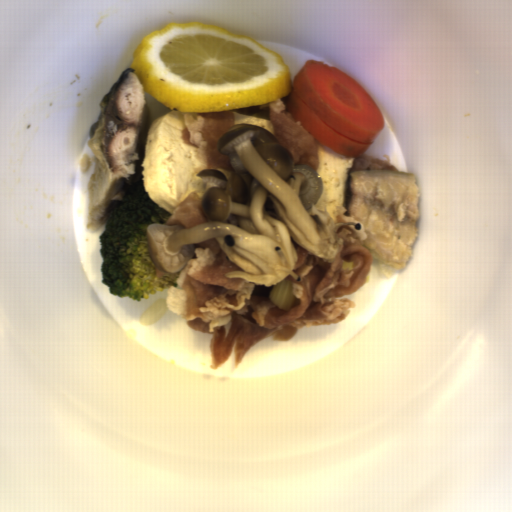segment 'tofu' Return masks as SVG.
<instances>
[{"label":"tofu","mask_w":512,"mask_h":512,"mask_svg":"<svg viewBox=\"0 0 512 512\" xmlns=\"http://www.w3.org/2000/svg\"><path fill=\"white\" fill-rule=\"evenodd\" d=\"M185 111L171 109L149 122L141 163L143 187L148 196L171 216L193 191L203 198L205 179L196 150L184 142Z\"/></svg>","instance_id":"1"},{"label":"tofu","mask_w":512,"mask_h":512,"mask_svg":"<svg viewBox=\"0 0 512 512\" xmlns=\"http://www.w3.org/2000/svg\"><path fill=\"white\" fill-rule=\"evenodd\" d=\"M318 175L323 183V194L318 200V209L329 214L335 223L338 221L337 206L347 209L346 182L348 167L355 158L338 154L318 141Z\"/></svg>","instance_id":"2"},{"label":"tofu","mask_w":512,"mask_h":512,"mask_svg":"<svg viewBox=\"0 0 512 512\" xmlns=\"http://www.w3.org/2000/svg\"><path fill=\"white\" fill-rule=\"evenodd\" d=\"M233 112L234 118H235V126L238 124H252L259 127H262L266 131H268L270 134L274 136V128L271 123L270 118L261 116V115H247L238 111L229 110Z\"/></svg>","instance_id":"3"}]
</instances>
